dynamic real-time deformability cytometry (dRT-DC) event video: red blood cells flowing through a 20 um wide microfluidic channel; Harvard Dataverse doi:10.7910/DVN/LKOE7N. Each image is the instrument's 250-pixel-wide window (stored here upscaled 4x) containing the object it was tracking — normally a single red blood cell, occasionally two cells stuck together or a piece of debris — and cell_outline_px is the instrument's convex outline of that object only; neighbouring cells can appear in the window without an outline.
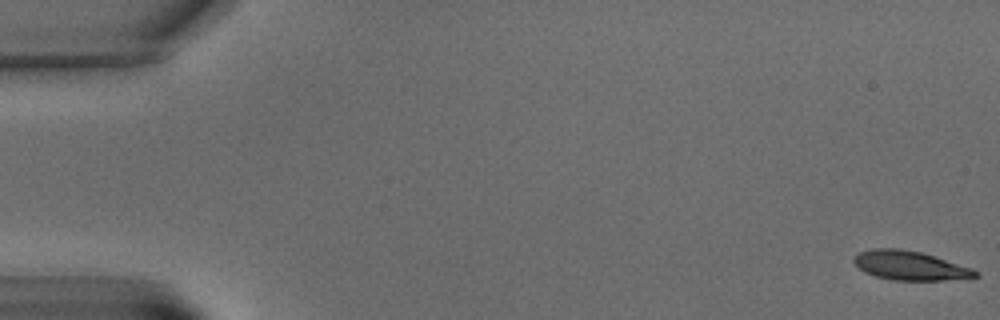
{"species": "common noctule bat (a hibernating species)", "species_latin": "Nyctalus noctula", "temperature_condition": "warm", "stored_images_in_passage": 6, "camera_frame_rate_fps": 3000, "um_per_image_px": 0.085, "animal": {"sex": "male", "body_mass_g": 15.6}, "frame": {"image": 1, "passage_image": 1, "time_ms": 0.0, "image_size_px": [1000, 320], "cell_outline_px": [[980, 276], [944, 280], [892, 280], [876, 276], [864, 272], [852, 260], [860, 252], [872, 248], [900, 248], [920, 252], [972, 268], [980, 272]], "centroid_in_image_um": [77.35, 22.57], "position_along_channel_um": 7.7, "area_um2": 20.4}}
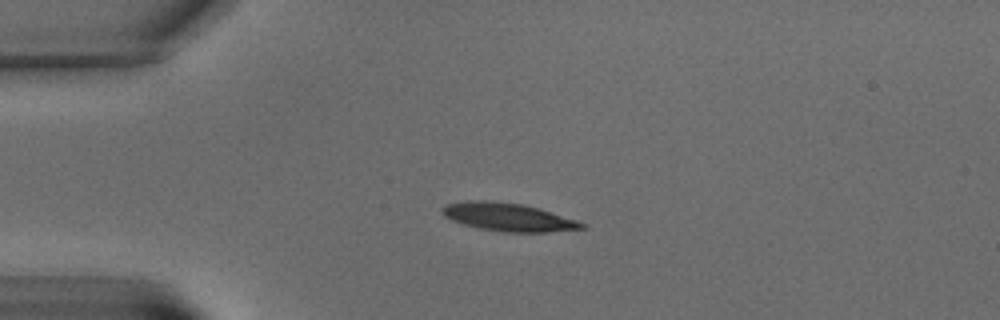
{"frame": {"image": 2, "passage_image": 5, "time_ms": 5.667, "image_size_px": [1000, 320], "cell_outline_px": [[588, 228], [548, 232], [504, 232], [480, 228], [464, 224], [452, 220], [444, 216], [440, 212], [440, 208], [444, 204], [468, 200], [484, 200], [520, 204], [536, 208], [576, 220], [584, 224]], "centroid_in_image_um": [43.13, 18.45], "position_along_channel_um": 41.9, "area_um2": 22.6}}